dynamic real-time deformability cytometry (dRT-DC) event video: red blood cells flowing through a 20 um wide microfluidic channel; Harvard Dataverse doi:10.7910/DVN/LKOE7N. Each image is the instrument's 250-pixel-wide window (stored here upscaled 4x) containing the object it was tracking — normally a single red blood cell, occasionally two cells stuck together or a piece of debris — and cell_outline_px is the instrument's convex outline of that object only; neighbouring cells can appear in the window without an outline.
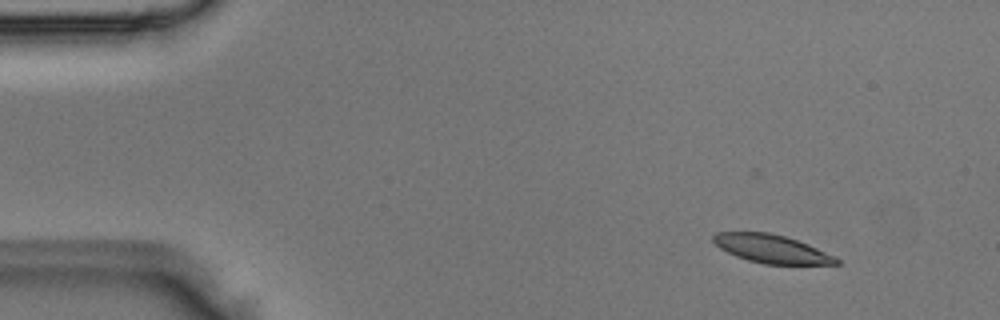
{"species": "Egyptian fruit bat (a non-hibernating species)", "species_latin": "Rousettus aegyptiacus", "temperature_condition": "room temperature", "stored_images_in_passage": 7, "camera_frame_rate_fps": 3000, "um_per_image_px": 0.085, "animal": {"sex": "male"}, "frame": {"image": 1, "passage_image": 3, "time_ms": 0.667, "image_size_px": [1000, 320], "cell_outline_px": [[840, 264], [764, 264], [748, 260], [736, 256], [720, 248], [712, 240], [712, 236], [716, 232], [768, 232], [784, 236], [808, 244], [836, 256], [840, 260]], "centroid_in_image_um": [65.6, 21.15], "position_along_channel_um": 19.4, "area_um2": 20.23}}
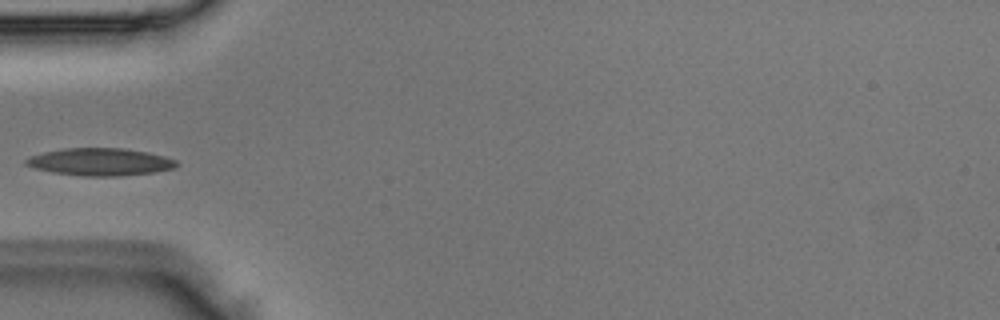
{"frame": {"image": 2, "passage_image": 6, "time_ms": 1.667, "image_size_px": [1000, 320], "cell_outline_px": [[180, 164], [176, 168], [152, 172], [120, 176], [84, 176], [52, 172], [36, 168], [24, 164], [24, 160], [32, 156], [44, 152], [64, 148], [124, 148], [148, 152], [164, 156], [176, 160]], "centroid_in_image_um": [8.55, 13.76], "position_along_channel_um": 76.5, "area_um2": 24.04}}